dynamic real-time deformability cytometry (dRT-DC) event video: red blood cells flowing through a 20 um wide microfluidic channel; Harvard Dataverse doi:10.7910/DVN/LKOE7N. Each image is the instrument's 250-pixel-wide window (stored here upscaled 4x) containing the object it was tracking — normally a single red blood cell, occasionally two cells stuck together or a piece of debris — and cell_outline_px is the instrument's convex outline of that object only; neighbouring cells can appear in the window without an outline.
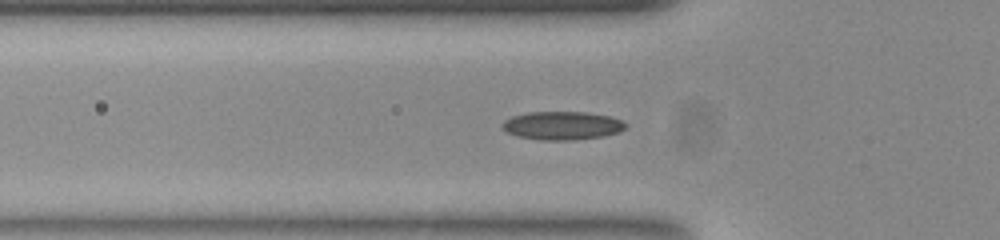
{"species": "common noctule bat (a hibernating species)", "species_latin": "Nyctalus noctula", "temperature_condition": "room temperature", "stored_images_in_passage": 40, "camera_frame_rate_fps": 3000, "um_per_image_px": 0.085, "animal": {"sex": "female", "body_mass_g": 23.0, "forearm_length_mm": 53.4}, "frame": {"image": 1, "passage_image": 4, "time_ms": 1.0, "image_size_px": [1000, 240], "cell_outline_px": [[628, 124], [620, 132], [604, 136], [572, 140], [540, 140], [516, 136], [500, 128], [500, 124], [504, 120], [512, 116], [528, 112], [588, 112], [608, 116], [620, 120]], "centroid_in_image_um": [47.75, 10.68], "position_along_channel_um": 78.1, "area_um2": 20.52}}
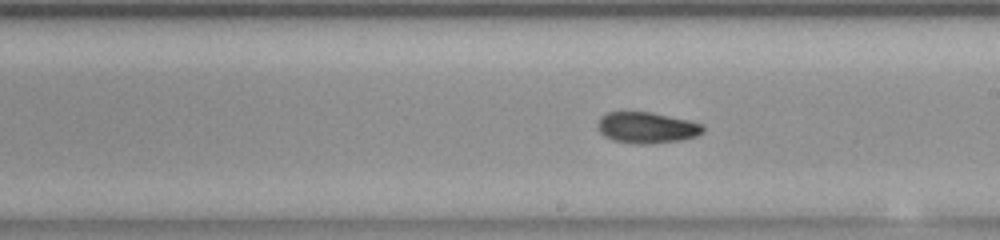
{"frame": {"image": 2, "passage_image": 16, "time_ms": 5.0, "image_size_px": [1000, 240], "cell_outline_px": [[704, 132], [696, 136], [680, 140], [648, 144], [632, 144], [612, 140], [604, 136], [600, 132], [600, 116], [608, 112], [652, 112], [688, 120], [704, 124]], "centroid_in_image_um": [55.01, 10.85], "position_along_channel_um": 234.0, "area_um2": 19.07}}
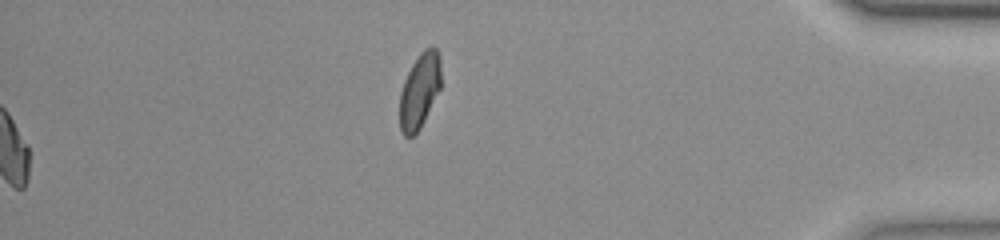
{"frame": {"image": 3, "passage_image": 40, "time_ms": 13.0, "image_size_px": [1000, 240], "cell_outline_px": [[440, 88], [420, 128], [412, 136], [404, 136], [400, 128], [400, 92], [404, 80], [412, 64], [420, 52], [424, 48], [436, 48], [440, 56]], "centroid_in_image_um": [35.65, 7.7], "position_along_channel_um": 399.5, "area_um2": 17.8}, "authors_computed_cell_mechanics": {"area_um2": 18.8139, "velocity_mm_per_s": 3.8917, "shape_relaxation_time_tau1_ms": null, "shape_relaxation_time_tau2_ms": 2.6905, "deformation_change_tau1": null, "deformation_change_tau2": 0.0701}}